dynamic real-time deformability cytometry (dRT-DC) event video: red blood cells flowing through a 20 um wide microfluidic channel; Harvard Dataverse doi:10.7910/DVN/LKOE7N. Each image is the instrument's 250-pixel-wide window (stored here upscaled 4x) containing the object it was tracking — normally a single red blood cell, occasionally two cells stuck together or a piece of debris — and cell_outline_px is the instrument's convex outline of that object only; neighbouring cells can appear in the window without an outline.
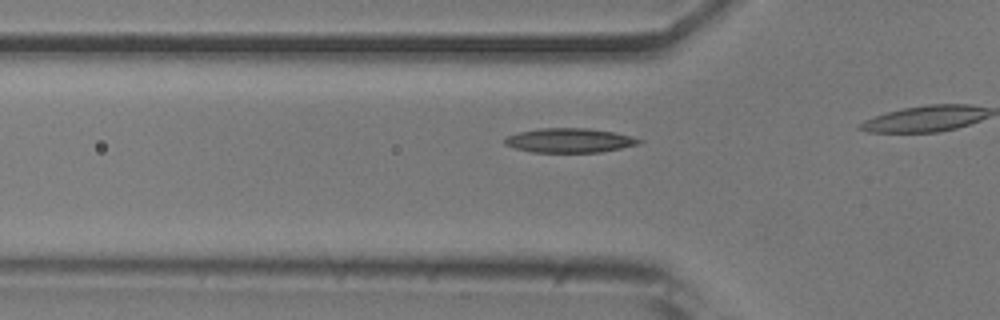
{"species": "common noctule bat (a hibernating species)", "species_latin": "Nyctalus noctula", "temperature_condition": "room temperature", "stored_images_in_passage": 19, "camera_frame_rate_fps": 3000, "um_per_image_px": 0.085, "animal": {"sex": "male", "body_mass_g": 20.5, "forearm_length_mm": 52.5}, "frame": {"image": 1, "passage_image": 14, "time_ms": 4.333, "image_size_px": [1000, 320], "cell_outline_px": [[644, 140], [640, 144], [600, 152], [532, 152], [516, 148], [504, 144], [504, 140], [508, 136], [520, 132], [536, 128], [588, 128], [612, 132], [632, 136]], "centroid_in_image_um": [48.43, 11.93], "position_along_channel_um": 77.4, "area_um2": 18.96}}